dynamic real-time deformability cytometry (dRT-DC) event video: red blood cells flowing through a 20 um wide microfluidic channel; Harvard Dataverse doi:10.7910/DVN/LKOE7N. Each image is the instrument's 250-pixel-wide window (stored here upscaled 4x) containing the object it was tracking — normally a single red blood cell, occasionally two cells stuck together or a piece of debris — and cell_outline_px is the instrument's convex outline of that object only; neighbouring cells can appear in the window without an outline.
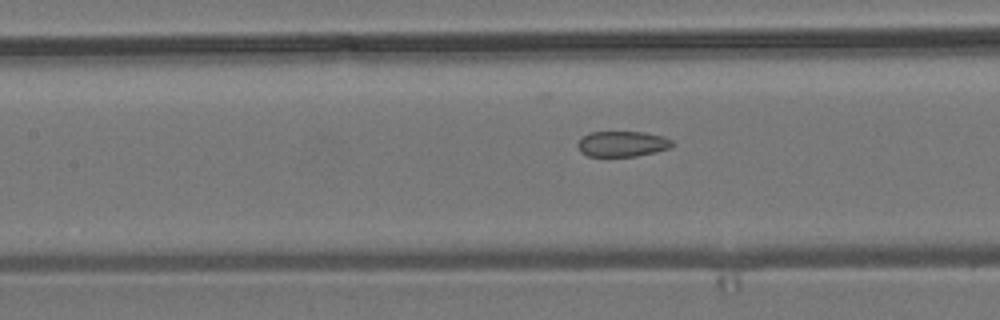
{"species": "common noctule bat (a hibernating species)", "species_latin": "Nyctalus noctula", "temperature_condition": "room temperature", "stored_images_in_passage": 11, "camera_frame_rate_fps": 3000, "um_per_image_px": 0.085, "animal": {"sex": "male", "body_mass_g": 19.2, "forearm_length_mm": 51.8}, "frame": {"image": 1, "passage_image": 5, "time_ms": 1.333, "image_size_px": [1000, 320], "cell_outline_px": [[676, 144], [672, 148], [656, 152], [636, 156], [588, 156], [580, 152], [576, 144], [588, 132], [644, 132], [664, 136], [672, 140]], "centroid_in_image_um": [52.94, 12.23], "position_along_channel_um": 154.5, "area_um2": 14.28}}